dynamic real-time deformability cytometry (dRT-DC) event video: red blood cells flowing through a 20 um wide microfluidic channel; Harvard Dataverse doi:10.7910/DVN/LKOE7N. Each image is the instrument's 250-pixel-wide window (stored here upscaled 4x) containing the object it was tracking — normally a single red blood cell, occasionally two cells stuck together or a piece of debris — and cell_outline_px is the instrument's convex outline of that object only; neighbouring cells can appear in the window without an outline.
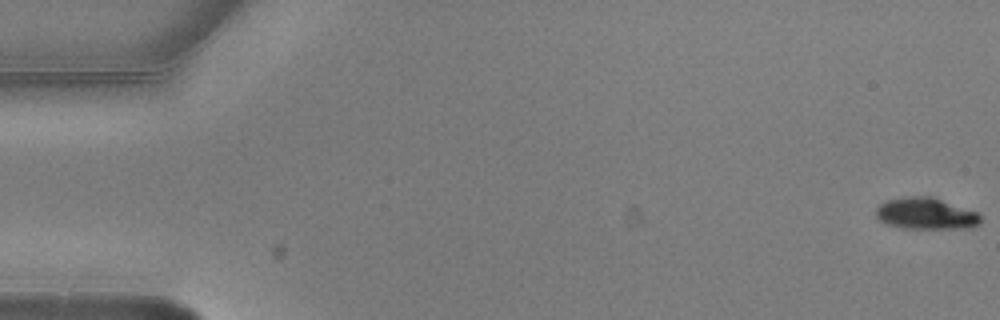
{"species": "common noctule bat (a hibernating species)", "species_latin": "Nyctalus noctula", "temperature_condition": "warm", "stored_images_in_passage": 6, "camera_frame_rate_fps": 3000, "um_per_image_px": 0.085, "animal": {"sex": "male", "body_mass_g": 20.5, "forearm_length_mm": 52.5}, "frame": {"image": 1, "passage_image": 1, "time_ms": 0.0, "image_size_px": [1000, 320], "cell_outline_px": [[980, 224], [972, 228], [900, 228], [888, 224], [880, 220], [876, 216], [876, 208], [884, 200], [904, 196], [932, 196], [980, 212]], "centroid_in_image_um": [78.72, 18.14], "position_along_channel_um": 6.3, "area_um2": 19.59}}